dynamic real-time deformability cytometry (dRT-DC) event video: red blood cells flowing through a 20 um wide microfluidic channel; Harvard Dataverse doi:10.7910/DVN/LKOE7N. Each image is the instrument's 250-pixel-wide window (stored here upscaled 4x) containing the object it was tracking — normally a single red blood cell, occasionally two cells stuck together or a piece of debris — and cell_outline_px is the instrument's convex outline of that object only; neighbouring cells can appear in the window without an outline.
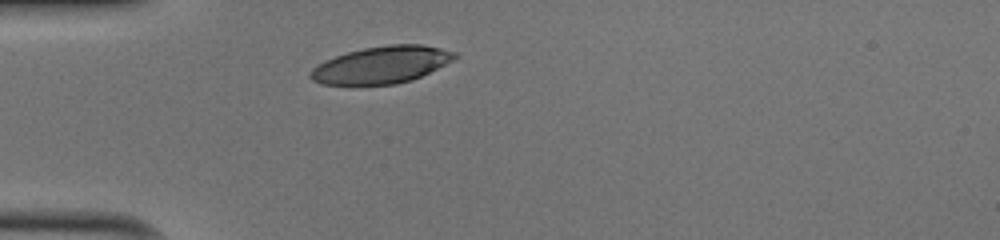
{"species": "human", "species_latin": "Homo sapiens", "temperature_condition": "cold", "stored_images_in_passage": 27, "camera_frame_rate_fps": 3000, "um_per_image_px": 0.085, "donor": {"sex": "male"}, "frame": {"image": 1, "passage_image": 1, "time_ms": 0.0, "image_size_px": [1000, 240], "cell_outline_px": [[460, 56], [412, 80], [396, 84], [352, 88], [320, 84], [312, 80], [308, 76], [312, 68], [324, 60], [348, 52], [364, 48], [388, 44], [420, 44], [440, 48], [456, 52]], "centroid_in_image_um": [32.33, 5.56], "position_along_channel_um": 52.7, "area_um2": 32.02}}
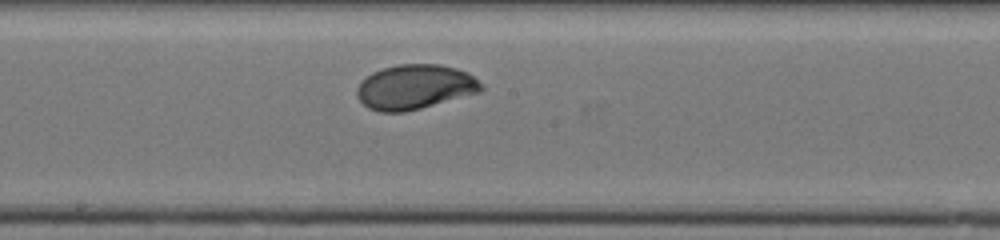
{"frame": {"image": 2, "passage_image": 14, "time_ms": 4.333, "image_size_px": [1000, 240], "cell_outline_px": [[484, 88], [480, 92], [420, 108], [404, 112], [380, 112], [368, 108], [356, 96], [356, 88], [372, 72], [384, 68], [400, 64], [440, 64], [456, 68], [468, 72], [484, 84]], "centroid_in_image_um": [35.29, 7.39], "position_along_channel_um": 212.9, "area_um2": 32.31}}
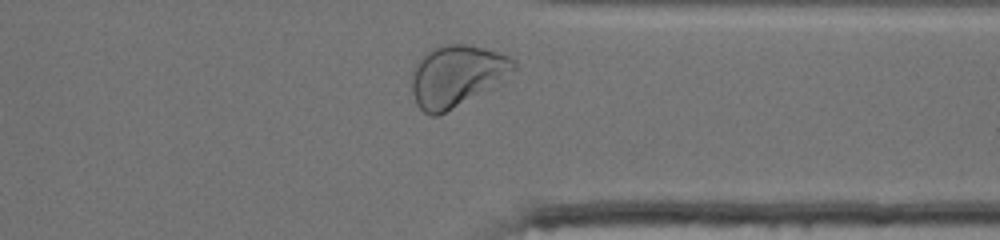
{"frame": {"image": 3, "passage_image": 26, "time_ms": 8.333, "image_size_px": [1000, 240], "cell_outline_px": [[516, 68], [492, 88], [436, 116], [432, 116], [424, 112], [416, 104], [412, 92], [412, 76], [424, 52], [448, 44], [468, 44], [484, 48], [508, 56], [516, 60]], "centroid_in_image_um": [38.83, 6.44], "position_along_channel_um": 372.6, "area_um2": 35.89}, "authors_computed_cell_mechanics": {"area_um2": 32.3102, "velocity_mm_per_s": 4.0072, "shape_relaxation_time_tau1_ms": 2.2847, "shape_relaxation_time_tau2_ms": null, "deformation_change_tau1": 0.1359, "deformation_change_tau2": null}}